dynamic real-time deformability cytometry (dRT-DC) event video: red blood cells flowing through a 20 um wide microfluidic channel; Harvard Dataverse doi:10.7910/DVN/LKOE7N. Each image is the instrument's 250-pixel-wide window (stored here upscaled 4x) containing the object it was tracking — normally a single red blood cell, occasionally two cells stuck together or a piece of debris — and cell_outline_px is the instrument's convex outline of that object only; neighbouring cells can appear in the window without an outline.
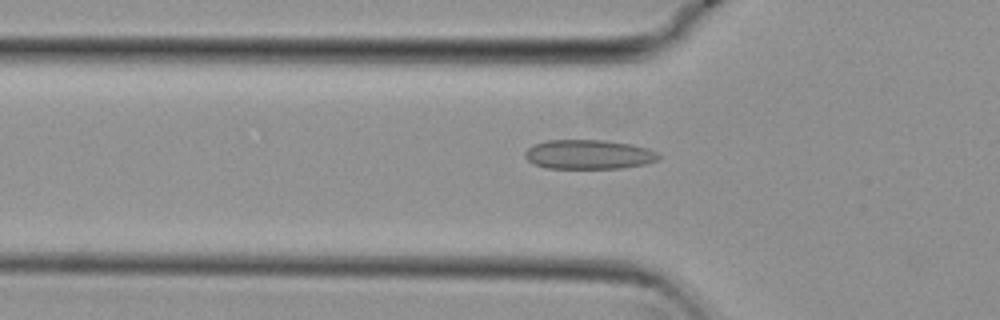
{"species": "common noctule bat (a hibernating species)", "species_latin": "Nyctalus noctula", "temperature_condition": "cold", "stored_images_in_passage": 54, "camera_frame_rate_fps": 3000, "um_per_image_px": 0.085, "animal": {"sex": "female", "body_mass_g": 29.2, "forearm_length_mm": 56.3}, "frame": {"image": 1, "passage_image": 18, "time_ms": 5.667, "image_size_px": [1000, 320], "cell_outline_px": [[660, 156], [656, 160], [644, 164], [620, 168], [544, 168], [532, 164], [524, 156], [524, 152], [532, 144], [548, 140], [604, 140], [632, 144], [648, 148], [656, 152]], "centroid_in_image_um": [49.98, 13.12], "position_along_channel_um": 75.8, "area_um2": 22.95}}
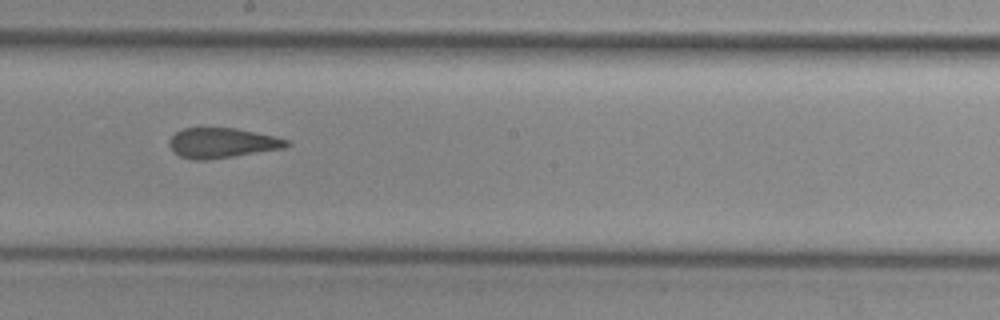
{"frame": {"image": 2, "passage_image": 30, "time_ms": 9.667, "image_size_px": [1000, 320], "cell_outline_px": [[292, 144], [284, 148], [232, 156], [204, 160], [196, 160], [180, 156], [168, 144], [168, 140], [176, 132], [184, 128], [236, 128], [276, 136], [288, 140]], "centroid_in_image_um": [18.9, 12.14], "position_along_channel_um": 229.3, "area_um2": 20.35}}
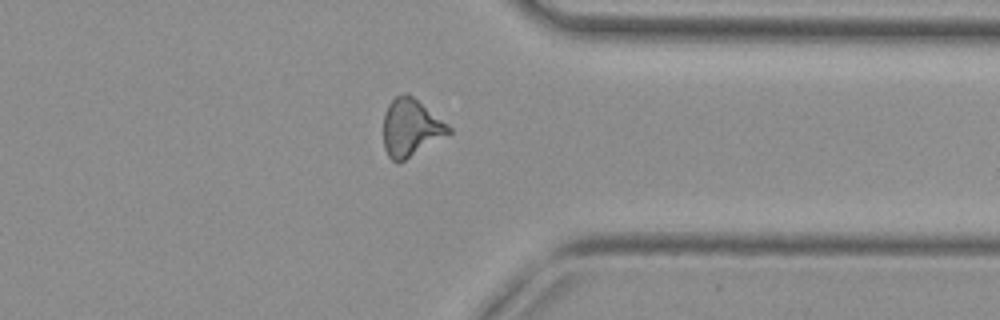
{"frame": {"image": 3, "passage_image": 42, "time_ms": 13.667, "image_size_px": [1000, 320], "cell_outline_px": [[452, 132], [400, 164], [396, 164], [388, 156], [384, 148], [384, 112], [388, 104], [396, 96], [404, 92], [408, 92], [452, 128]], "centroid_in_image_um": [34.9, 10.87], "position_along_channel_um": 376.5, "area_um2": 22.02}, "authors_computed_cell_mechanics": {"area_um2": 21.5883, "velocity_mm_per_s": 3.8356, "shape_relaxation_time_tau1_ms": null, "shape_relaxation_time_tau2_ms": 2.2846, "deformation_change_tau1": null, "deformation_change_tau2": 0.1037}}